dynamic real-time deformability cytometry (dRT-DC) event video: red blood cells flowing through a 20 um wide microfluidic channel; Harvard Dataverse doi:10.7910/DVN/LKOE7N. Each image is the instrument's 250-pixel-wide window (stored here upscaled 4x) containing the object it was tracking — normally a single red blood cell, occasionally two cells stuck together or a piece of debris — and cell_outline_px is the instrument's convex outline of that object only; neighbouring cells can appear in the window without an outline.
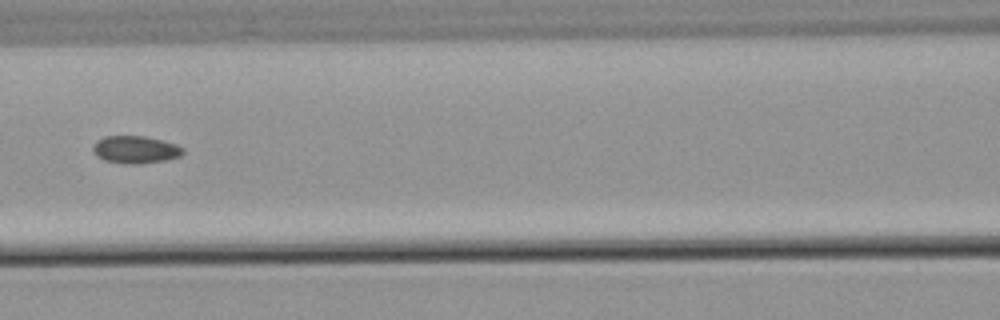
{"species": "common noctule bat (a hibernating species)", "species_latin": "Nyctalus noctula", "temperature_condition": "warm", "stored_images_in_passage": 5, "segment_of_instrument_passage": [2, 2], "camera_frame_rate_fps": 3000, "um_per_image_px": 0.085, "animal": {"sex": "male", "body_mass_g": 21.5, "forearm_length_mm": 52.0}, "frame": {"image": 1, "passage_image": 5, "time_ms": 4.667, "image_size_px": [1000, 320], "cell_outline_px": [[184, 152], [180, 156], [168, 160], [140, 164], [124, 164], [104, 160], [96, 156], [92, 152], [92, 148], [96, 140], [104, 136], [144, 136], [176, 144], [184, 148]], "centroid_in_image_um": [11.49, 12.73], "position_along_channel_um": 155.1, "area_um2": 14.62}}